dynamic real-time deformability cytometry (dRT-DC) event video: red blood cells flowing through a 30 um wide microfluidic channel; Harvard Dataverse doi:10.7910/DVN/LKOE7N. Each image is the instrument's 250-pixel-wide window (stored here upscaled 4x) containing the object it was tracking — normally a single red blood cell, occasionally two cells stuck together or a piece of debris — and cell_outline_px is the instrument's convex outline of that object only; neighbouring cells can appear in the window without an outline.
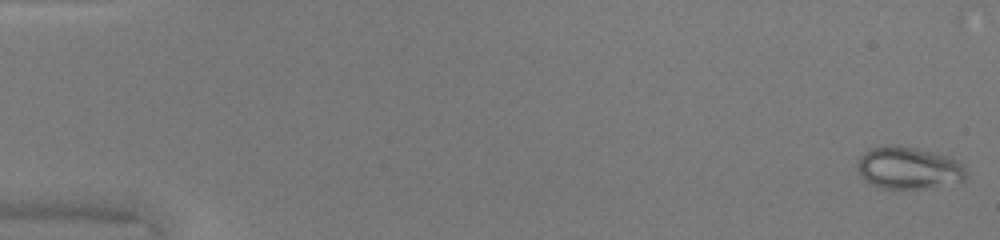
{"species": "common noctule bat (a hibernating species)", "species_latin": "Nyctalus noctula", "temperature_condition": "warm", "stored_images_in_passage": 49, "camera_frame_rate_fps": 3000, "um_per_image_px": 0.085, "animal": {"sex": "female", "body_mass_g": 20.0, "forearm_length_mm": 54.0}, "frame": {"image": 1, "passage_image": 1, "time_ms": 0.0, "image_size_px": [1000, 240], "cell_outline_px": [[964, 180], [924, 188], [880, 188], [864, 180], [856, 164], [860, 156], [864, 152], [872, 148], [884, 144], [896, 144], [916, 148], [948, 156], [956, 160], [964, 168]], "centroid_in_image_um": [77.16, 14.25], "position_along_channel_um": 7.8, "area_um2": 26.41}}
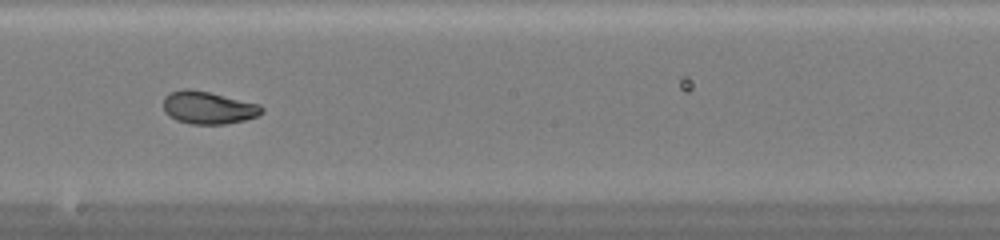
{"frame": {"image": 2, "passage_image": 28, "time_ms": 9.0, "image_size_px": [1000, 240], "cell_outline_px": [[264, 112], [256, 116], [244, 120], [224, 124], [192, 124], [176, 120], [168, 116], [164, 112], [164, 96], [172, 92], [184, 88], [188, 88], [208, 92], [260, 104], [264, 108]], "centroid_in_image_um": [17.69, 9.15], "position_along_channel_um": 230.5, "area_um2": 18.67}}
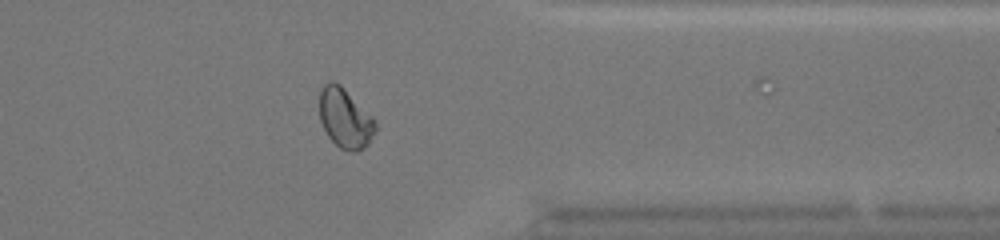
{"frame": {"image": 3, "passage_image": 39, "time_ms": 12.667, "image_size_px": [1000, 240], "cell_outline_px": [[376, 128], [368, 144], [364, 148], [356, 152], [348, 152], [340, 148], [328, 136], [320, 120], [320, 92], [324, 84], [328, 80], [332, 80], [340, 84], [376, 120]], "centroid_in_image_um": [29.33, 10.05], "position_along_channel_um": 382.1, "area_um2": 19.42}, "authors_computed_cell_mechanics": {"area_um2": 20.8658, "velocity_mm_per_s": 4.3517, "shape_relaxation_time_tau1_ms": 9.9776, "shape_relaxation_time_tau2_ms": 0.5934, "deformation_change_tau1": 0.2727, "deformation_change_tau2": 0.0355}}